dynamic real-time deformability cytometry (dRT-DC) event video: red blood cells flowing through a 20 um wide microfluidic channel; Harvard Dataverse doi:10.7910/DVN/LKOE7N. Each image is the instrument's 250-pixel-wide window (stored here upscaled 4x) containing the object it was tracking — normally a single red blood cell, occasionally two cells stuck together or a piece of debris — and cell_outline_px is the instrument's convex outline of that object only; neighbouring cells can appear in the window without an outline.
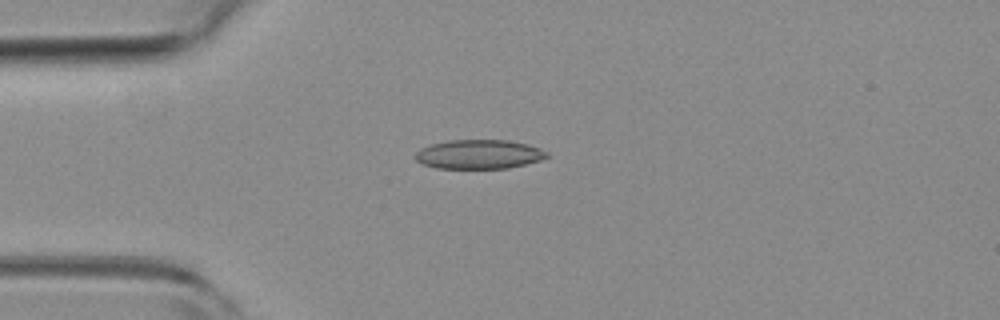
{"species": "common noctule bat (a hibernating species)", "species_latin": "Nyctalus noctula", "temperature_condition": "room temperature", "stored_images_in_passage": 5, "camera_frame_rate_fps": 3000, "um_per_image_px": 0.085, "animal": {"sex": "female", "body_mass_g": 19.3, "forearm_length_mm": 54.1}, "frame": {"image": 1, "passage_image": 3, "time_ms": 0.667, "image_size_px": [1000, 320], "cell_outline_px": [[548, 156], [540, 160], [508, 168], [436, 168], [424, 164], [416, 160], [416, 152], [420, 148], [432, 144], [448, 140], [508, 140], [528, 144], [540, 148], [548, 152]], "centroid_in_image_um": [40.72, 13.11], "position_along_channel_um": 44.3, "area_um2": 22.25}}
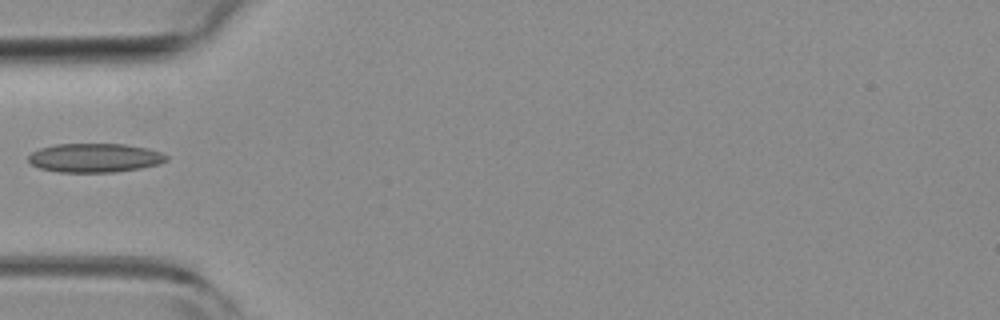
{"frame": {"image": 2, "passage_image": 4, "time_ms": 1.0, "image_size_px": [1000, 320], "cell_outline_px": [[168, 160], [160, 164], [140, 168], [116, 172], [60, 172], [40, 168], [32, 164], [28, 160], [28, 156], [32, 152], [40, 148], [56, 144], [124, 144], [148, 148], [160, 152], [168, 156]], "centroid_in_image_um": [8.08, 13.41], "position_along_channel_um": 76.9, "area_um2": 23.29}}
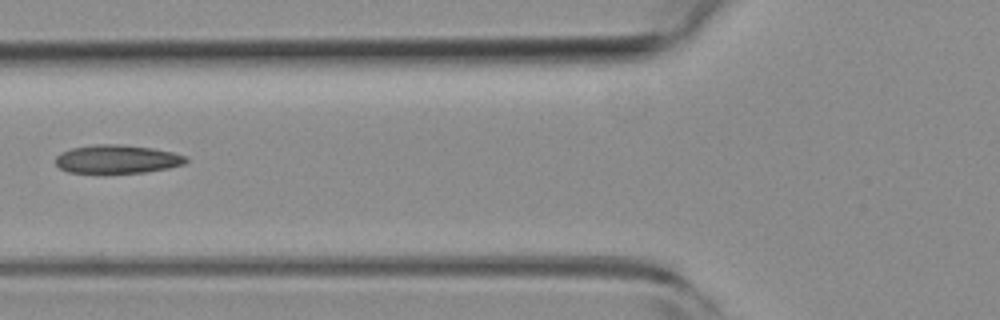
{"frame": {"image": 3, "passage_image": 5, "time_ms": 1.333, "image_size_px": [1000, 320], "cell_outline_px": [[188, 160], [184, 164], [168, 168], [144, 172], [104, 176], [100, 176], [68, 172], [60, 168], [56, 164], [56, 156], [60, 152], [72, 148], [92, 144], [120, 144], [152, 148], [172, 152], [188, 156]], "centroid_in_image_um": [9.91, 13.57], "position_along_channel_um": 115.9, "area_um2": 22.66}}